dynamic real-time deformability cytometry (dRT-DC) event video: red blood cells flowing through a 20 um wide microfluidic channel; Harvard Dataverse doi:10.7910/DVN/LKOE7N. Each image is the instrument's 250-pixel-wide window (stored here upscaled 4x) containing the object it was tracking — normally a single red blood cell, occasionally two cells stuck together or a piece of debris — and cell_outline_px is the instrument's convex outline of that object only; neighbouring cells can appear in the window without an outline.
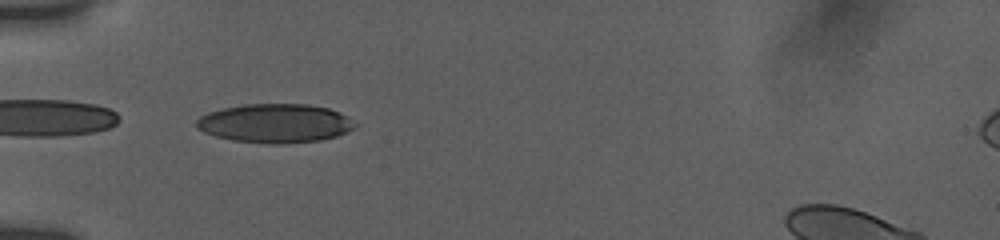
{"species": "human", "species_latin": "Homo sapiens", "temperature_condition": "room temperature", "stored_images_in_passage": 25, "camera_frame_rate_fps": 3000, "um_per_image_px": 0.085, "donor": {"sex": "female"}, "frame": {"image": 1, "passage_image": 1, "time_ms": 0.0, "image_size_px": [1000, 240], "cell_outline_px": [[360, 124], [348, 132], [336, 136], [320, 140], [280, 144], [268, 144], [232, 140], [216, 136], [204, 132], [196, 128], [196, 120], [200, 116], [208, 112], [224, 108], [244, 104], [308, 104], [328, 108], [340, 112], [348, 116]], "centroid_in_image_um": [23.42, 10.48], "position_along_channel_um": 61.6, "area_um2": 36.24}}
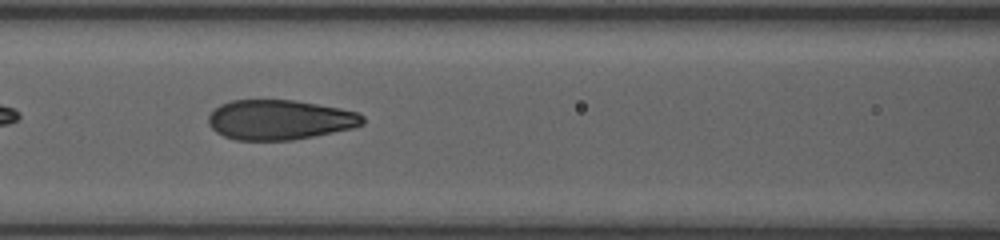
{"frame": {"image": 2, "passage_image": 16, "time_ms": 2.333, "image_size_px": [1000, 240], "cell_outline_px": [[364, 124], [352, 128], [292, 140], [236, 140], [224, 136], [216, 132], [208, 124], [208, 116], [220, 104], [232, 100], [292, 100], [340, 108], [356, 112], [364, 116]], "centroid_in_image_um": [23.75, 10.18], "position_along_channel_um": 142.8, "area_um2": 35.66}}
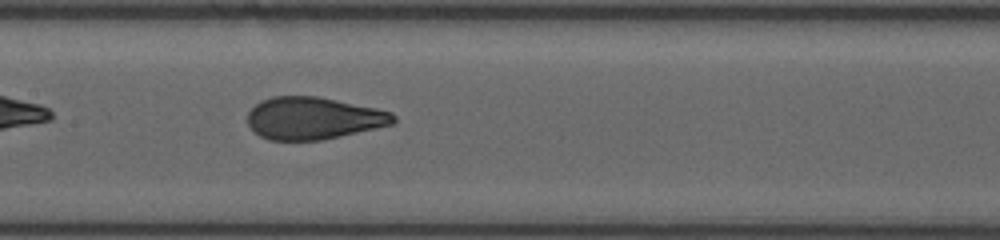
{"frame": {"image": 3, "passage_image": 24, "time_ms": 3.333, "image_size_px": [1000, 240], "cell_outline_px": [[396, 120], [392, 124], [324, 140], [268, 140], [260, 136], [248, 124], [248, 112], [260, 100], [272, 96], [316, 96], [376, 108], [392, 112], [396, 116]], "centroid_in_image_um": [26.63, 10.05], "position_along_channel_um": 180.8, "area_um2": 35.84}}